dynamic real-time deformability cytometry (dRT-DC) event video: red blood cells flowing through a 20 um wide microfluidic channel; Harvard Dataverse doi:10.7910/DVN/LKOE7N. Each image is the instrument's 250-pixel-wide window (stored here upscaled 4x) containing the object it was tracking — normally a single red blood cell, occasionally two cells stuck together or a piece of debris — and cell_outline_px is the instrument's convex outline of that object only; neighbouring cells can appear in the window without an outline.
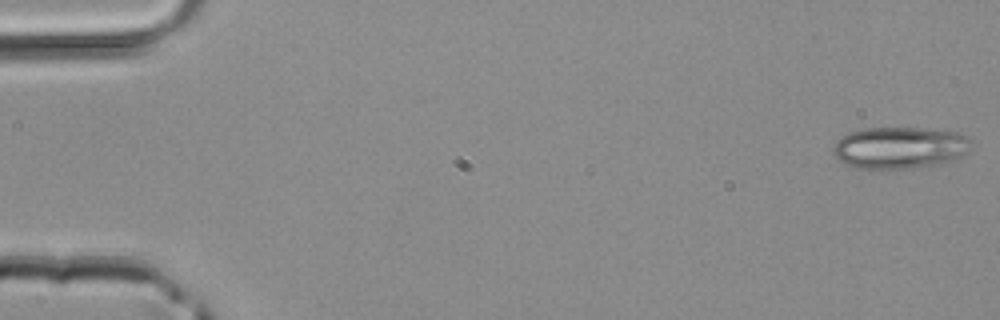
{"species": "common noctule bat (a hibernating species)", "species_latin": "Nyctalus noctula", "temperature_condition": "room temperature", "stored_images_in_passage": 44, "camera_frame_rate_fps": 3000, "um_per_image_px": 0.085, "animal": {"sex": "male", "body_mass_g": 20.4}, "frame": {"image": 1, "passage_image": 1, "time_ms": 0.0, "image_size_px": [1000, 320], "cell_outline_px": [[972, 148], [968, 152], [960, 156], [936, 164], [908, 168], [856, 168], [840, 160], [832, 152], [832, 144], [836, 140], [848, 132], [864, 128], [924, 128], [956, 132], [972, 140]], "centroid_in_image_um": [76.45, 12.53], "position_along_channel_um": 8.6, "area_um2": 33.47}}
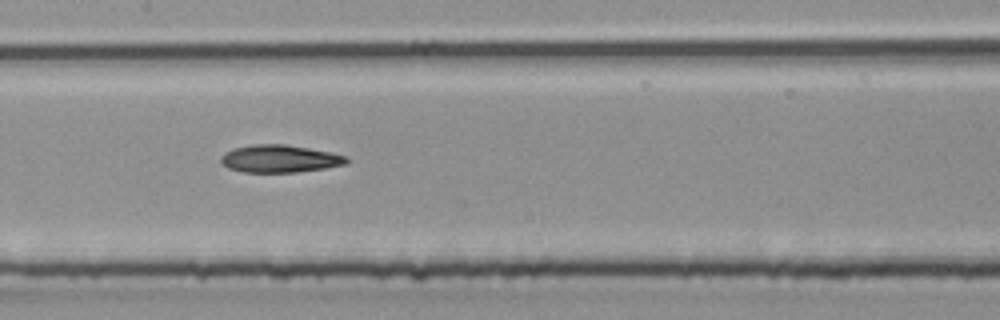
{"frame": {"image": 2, "passage_image": 22, "time_ms": 7.0, "image_size_px": [1000, 320], "cell_outline_px": [[348, 164], [324, 168], [296, 172], [244, 172], [228, 168], [220, 160], [220, 156], [224, 152], [232, 148], [252, 144], [284, 144], [308, 148], [348, 156]], "centroid_in_image_um": [23.75, 13.48], "position_along_channel_um": 183.6, "area_um2": 20.17}}
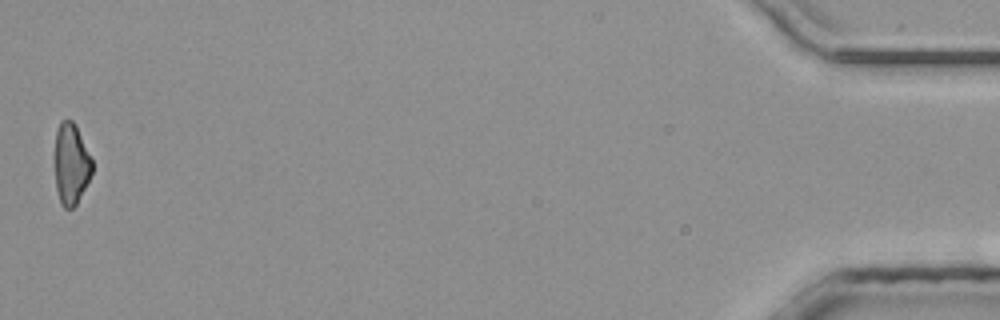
{"frame": {"image": 3, "passage_image": 44, "time_ms": 14.333, "image_size_px": [1000, 320], "cell_outline_px": [[92, 172], [76, 204], [72, 208], [64, 208], [60, 200], [56, 188], [56, 132], [60, 120], [72, 120], [76, 124], [92, 156]], "centroid_in_image_um": [6.07, 13.88], "position_along_channel_um": 429.1, "area_um2": 17.46}}